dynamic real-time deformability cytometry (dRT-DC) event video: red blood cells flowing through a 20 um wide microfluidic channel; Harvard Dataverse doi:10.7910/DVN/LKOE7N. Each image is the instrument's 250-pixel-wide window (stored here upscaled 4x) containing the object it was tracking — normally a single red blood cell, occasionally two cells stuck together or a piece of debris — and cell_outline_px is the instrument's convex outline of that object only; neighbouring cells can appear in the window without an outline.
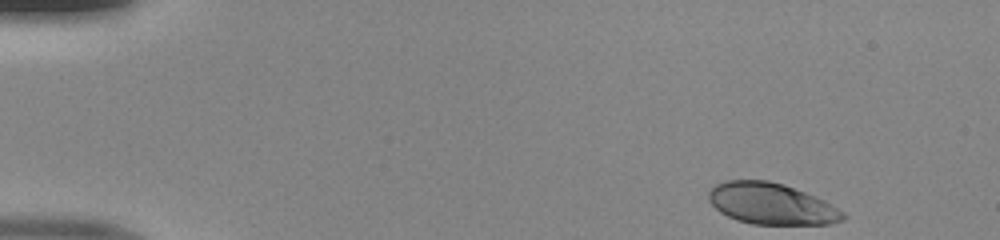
{"species": "human", "species_latin": "Homo sapiens", "temperature_condition": "room temperature", "stored_images_in_passage": 46, "camera_frame_rate_fps": 3000, "um_per_image_px": 0.085, "donor": {"sex": "male"}, "frame": {"image": 1, "passage_image": 1, "time_ms": 0.0, "image_size_px": [1000, 240], "cell_outline_px": [[844, 220], [828, 224], [752, 224], [736, 220], [720, 212], [708, 200], [708, 192], [716, 184], [724, 180], [768, 180], [784, 184], [824, 200], [844, 212]], "centroid_in_image_um": [65.54, 17.32], "position_along_channel_um": 19.5, "area_um2": 32.25}}
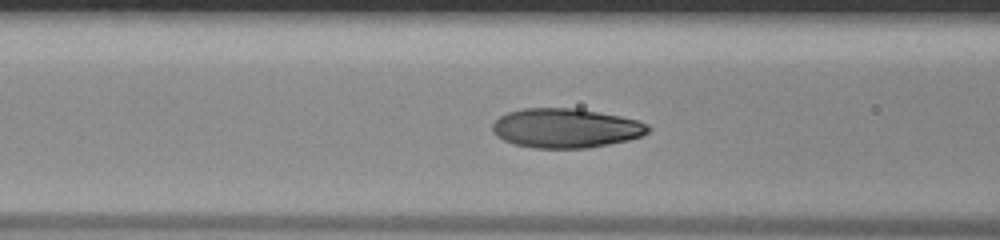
{"frame": {"image": 2, "passage_image": 17, "time_ms": 5.333, "image_size_px": [1000, 240], "cell_outline_px": [[652, 128], [648, 132], [640, 136], [628, 140], [588, 148], [532, 148], [512, 144], [496, 136], [492, 132], [492, 124], [500, 116], [508, 112], [524, 108], [576, 108], [620, 116], [640, 120], [648, 124]], "centroid_in_image_um": [48.08, 10.89], "position_along_channel_um": 118.5, "area_um2": 35.95}}
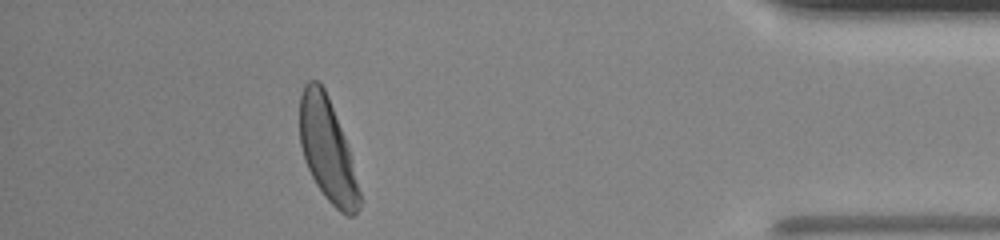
{"frame": {"image": 3, "passage_image": 41, "time_ms": 13.333, "image_size_px": [1000, 240], "cell_outline_px": [[360, 208], [352, 216], [348, 216], [340, 212], [324, 196], [316, 184], [304, 160], [300, 144], [300, 96], [304, 84], [308, 80], [316, 80], [324, 88], [328, 96], [344, 136], [348, 148], [360, 192]], "centroid_in_image_um": [27.81, 12.74], "position_along_channel_um": 407.4, "area_um2": 35.37}}